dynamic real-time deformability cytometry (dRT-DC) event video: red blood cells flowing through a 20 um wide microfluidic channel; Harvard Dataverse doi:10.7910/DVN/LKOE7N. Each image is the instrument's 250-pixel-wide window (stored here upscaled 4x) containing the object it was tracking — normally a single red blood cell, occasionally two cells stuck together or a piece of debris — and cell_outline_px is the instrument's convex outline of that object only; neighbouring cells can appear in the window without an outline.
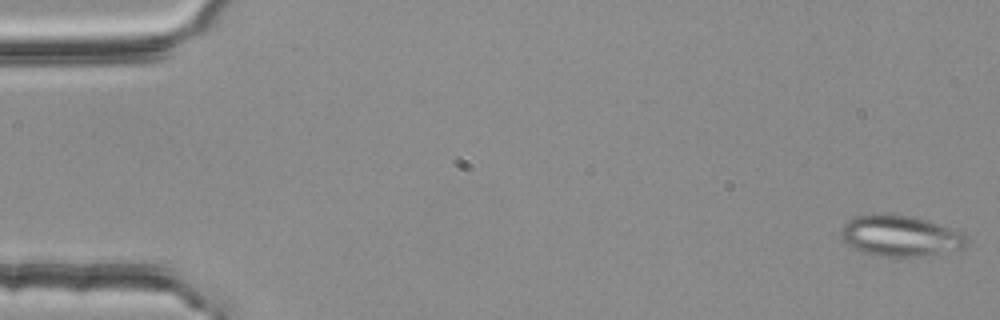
{"species": "common noctule bat (a hibernating species)", "species_latin": "Nyctalus noctula", "temperature_condition": "room temperature", "stored_images_in_passage": 54, "segment_of_instrument_passage": [1, 2], "camera_frame_rate_fps": 3000, "um_per_image_px": 0.085, "animal": {"sex": "female", "body_mass_g": 25.1}, "frame": {"image": 1, "passage_image": 1, "time_ms": 0.0, "image_size_px": [1000, 320], "cell_outline_px": [[968, 244], [964, 248], [924, 256], [876, 256], [852, 248], [840, 236], [840, 228], [848, 220], [856, 216], [872, 212], [892, 212], [912, 216], [928, 220], [964, 232], [968, 236]], "centroid_in_image_um": [76.53, 20.01], "position_along_channel_um": 8.5, "area_um2": 30.81}}